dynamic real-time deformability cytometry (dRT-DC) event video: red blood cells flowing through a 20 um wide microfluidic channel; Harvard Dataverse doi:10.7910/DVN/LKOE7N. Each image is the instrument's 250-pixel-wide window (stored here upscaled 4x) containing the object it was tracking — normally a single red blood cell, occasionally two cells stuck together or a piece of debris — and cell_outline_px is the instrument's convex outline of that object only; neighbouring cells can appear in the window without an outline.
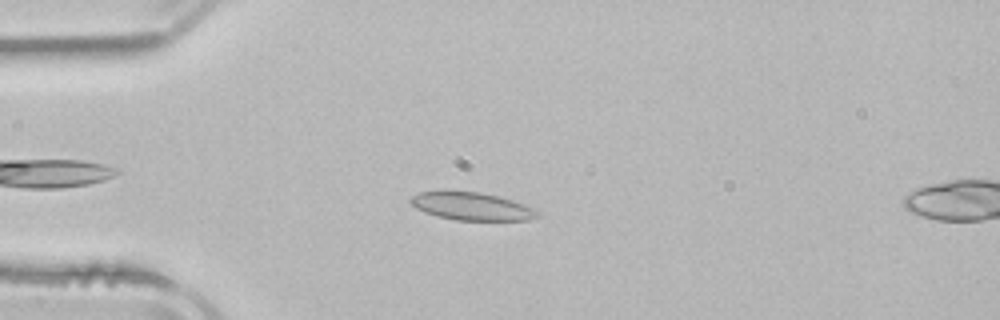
{"species": "common noctule bat (a hibernating species)", "species_latin": "Nyctalus noctula", "temperature_condition": "room temperature", "stored_images_in_passage": 5, "segment_of_instrument_passage": [1, 2], "camera_frame_rate_fps": 3000, "um_per_image_px": 0.085, "animal": {"sex": "male", "body_mass_g": 21.5, "forearm_length_mm": 52.0}, "frame": {"image": 1, "passage_image": 4, "time_ms": 3.667, "image_size_px": [1000, 320], "cell_outline_px": [[540, 212], [536, 216], [528, 220], [456, 220], [436, 216], [424, 212], [416, 208], [408, 200], [412, 196], [420, 192], [480, 192], [512, 200], [536, 208]], "centroid_in_image_um": [40.11, 17.55], "position_along_channel_um": 44.9, "area_um2": 20.29}}